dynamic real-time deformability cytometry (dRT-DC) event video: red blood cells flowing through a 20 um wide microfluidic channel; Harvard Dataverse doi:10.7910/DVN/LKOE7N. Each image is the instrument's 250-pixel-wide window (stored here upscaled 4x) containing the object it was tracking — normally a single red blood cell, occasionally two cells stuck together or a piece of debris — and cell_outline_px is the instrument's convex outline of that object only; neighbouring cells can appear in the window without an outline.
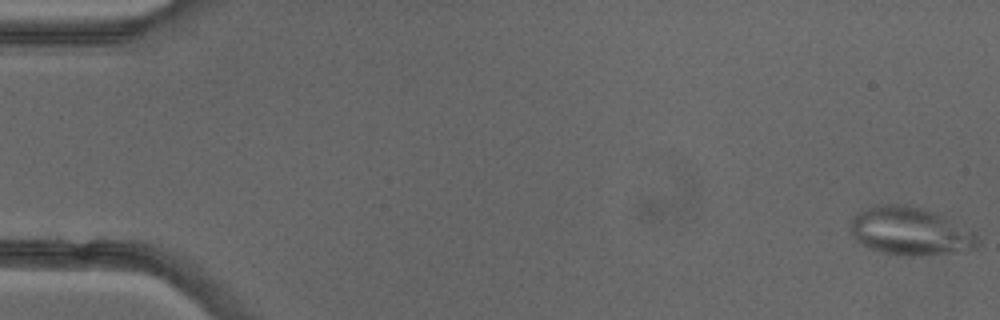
{"species": "common noctule bat (a hibernating species)", "species_latin": "Nyctalus noctula", "temperature_condition": "cold", "stored_images_in_passage": 50, "camera_frame_rate_fps": 3000, "um_per_image_px": 0.085, "animal": {"sex": "female"}, "frame": {"image": 1, "passage_image": 1, "time_ms": 0.0, "image_size_px": [1000, 320], "cell_outline_px": [[980, 244], [976, 248], [968, 252], [884, 252], [868, 248], [856, 240], [852, 236], [852, 216], [856, 212], [872, 204], [904, 204], [920, 208], [944, 216], [972, 228], [976, 232], [980, 240]], "centroid_in_image_um": [77.41, 19.59], "position_along_channel_um": 7.6, "area_um2": 35.08}}
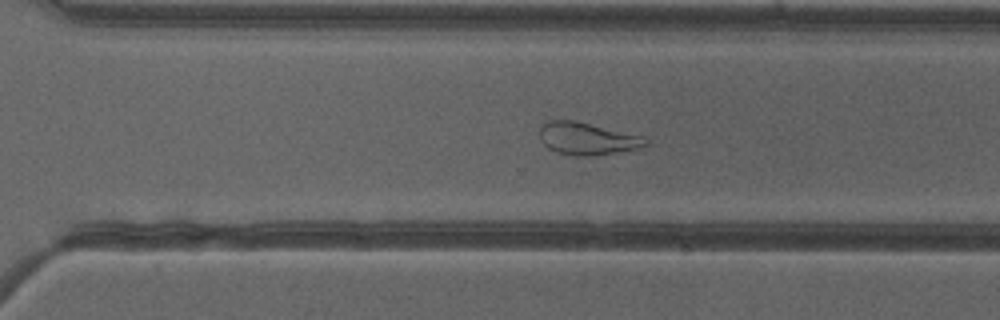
{"frame": {"image": 2, "passage_image": 36, "time_ms": 11.667, "image_size_px": [1000, 320], "cell_outline_px": [[648, 144], [636, 148], [616, 152], [592, 156], [576, 156], [556, 152], [548, 148], [540, 140], [540, 124], [548, 120], [576, 120], [644, 136], [648, 140]], "centroid_in_image_um": [49.88, 11.77], "position_along_channel_um": 320.7, "area_um2": 20.11}}
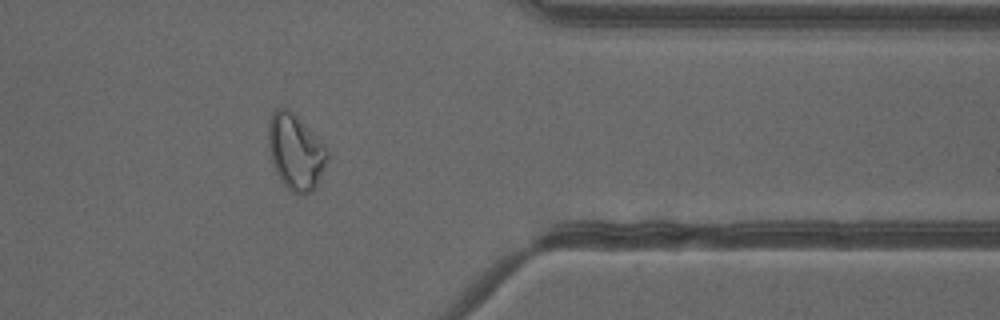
{"frame": {"image": 3, "passage_image": 42, "time_ms": 13.667, "image_size_px": [1000, 320], "cell_outline_px": [[332, 156], [316, 188], [312, 192], [292, 192], [284, 184], [276, 172], [272, 160], [268, 144], [268, 120], [272, 112], [276, 108], [288, 108], [324, 144]], "centroid_in_image_um": [25.16, 12.9], "position_along_channel_um": 386.2, "area_um2": 26.13}, "authors_computed_cell_mechanics": {"area_um2": 25.432, "velocity_mm_per_s": 3.9982, "shape_relaxation_time_tau1_ms": null, "shape_relaxation_time_tau2_ms": 1.7103, "deformation_change_tau1": null, "deformation_change_tau2": 0.0907}}